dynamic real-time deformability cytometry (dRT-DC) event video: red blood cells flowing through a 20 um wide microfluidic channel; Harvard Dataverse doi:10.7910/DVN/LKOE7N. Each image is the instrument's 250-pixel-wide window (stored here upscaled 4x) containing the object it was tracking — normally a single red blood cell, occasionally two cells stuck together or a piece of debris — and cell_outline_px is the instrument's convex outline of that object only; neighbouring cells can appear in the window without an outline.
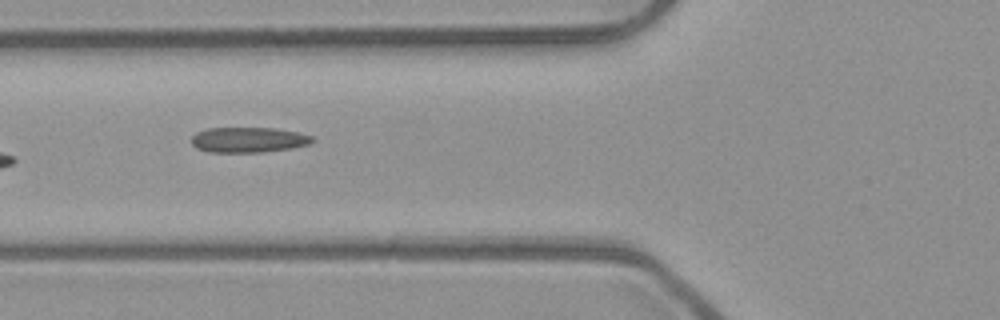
{"species": "common noctule bat (a hibernating species)", "species_latin": "Nyctalus noctula", "temperature_condition": "room temperature", "stored_images_in_passage": 7, "camera_frame_rate_fps": 3000, "um_per_image_px": 0.085, "animal": {"sex": "male", "body_mass_g": 23.1, "forearm_length_mm": 52.7}, "frame": {"image": 1, "passage_image": 5, "time_ms": 1.333, "image_size_px": [1000, 320], "cell_outline_px": [[316, 140], [312, 144], [292, 148], [264, 152], [208, 152], [196, 148], [192, 144], [192, 136], [196, 132], [208, 128], [272, 128], [296, 132], [312, 136]], "centroid_in_image_um": [21.13, 11.89], "position_along_channel_um": 104.7, "area_um2": 17.92}}
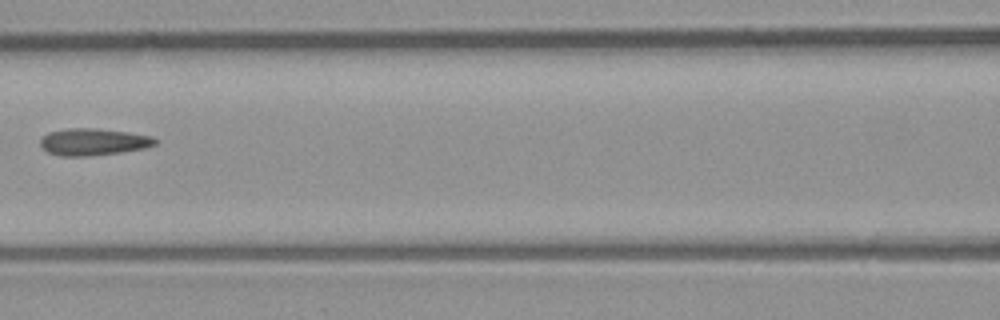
{"frame": {"image": 2, "passage_image": 6, "time_ms": 1.667, "image_size_px": [1000, 320], "cell_outline_px": [[156, 144], [144, 148], [120, 152], [88, 156], [60, 156], [48, 152], [40, 144], [40, 140], [48, 132], [68, 128], [92, 128], [124, 132], [152, 136], [156, 140]], "centroid_in_image_um": [7.9, 12.06], "position_along_channel_um": 158.7, "area_um2": 17.74}}
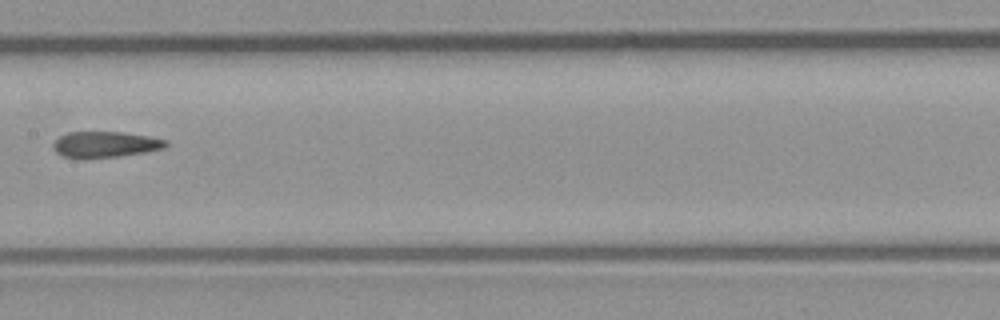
{"frame": {"image": 3, "passage_image": 7, "time_ms": 2.0, "image_size_px": [1000, 320], "cell_outline_px": [[168, 144], [164, 148], [144, 152], [120, 156], [84, 160], [76, 160], [64, 156], [56, 152], [52, 148], [52, 144], [60, 136], [68, 132], [124, 132], [148, 136], [168, 140]], "centroid_in_image_um": [8.9, 12.3], "position_along_channel_um": 198.5, "area_um2": 17.46}}